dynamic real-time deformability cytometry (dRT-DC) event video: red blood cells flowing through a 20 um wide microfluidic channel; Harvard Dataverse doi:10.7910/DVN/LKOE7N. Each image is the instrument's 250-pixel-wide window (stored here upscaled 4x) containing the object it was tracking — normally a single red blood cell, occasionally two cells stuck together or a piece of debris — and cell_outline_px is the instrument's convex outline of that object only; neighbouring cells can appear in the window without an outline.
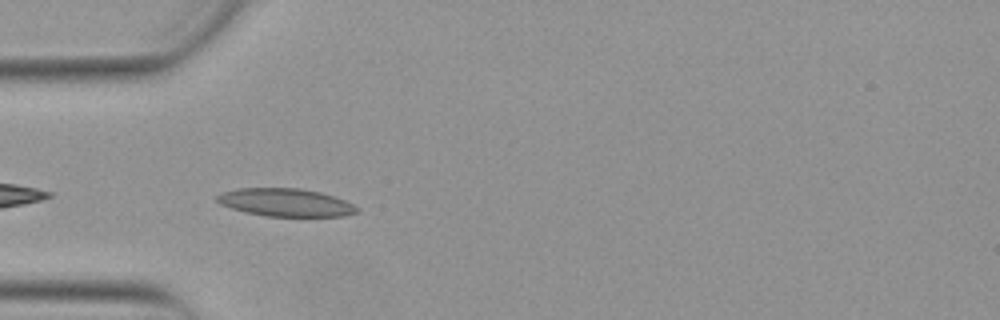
{"species": "Egyptian fruit bat (a non-hibernating species)", "species_latin": "Rousettus aegyptiacus", "temperature_condition": "warm", "stored_images_in_passage": 8, "camera_frame_rate_fps": 3000, "um_per_image_px": 0.085, "animal": {"sex": "female"}, "frame": {"image": 1, "passage_image": 2, "time_ms": 0.333, "image_size_px": [1000, 320], "cell_outline_px": [[360, 212], [344, 216], [268, 216], [244, 212], [220, 204], [216, 200], [216, 196], [224, 192], [236, 188], [300, 188], [320, 192], [336, 196], [360, 208]], "centroid_in_image_um": [24.31, 17.21], "position_along_channel_um": 60.7, "area_um2": 22.83}}
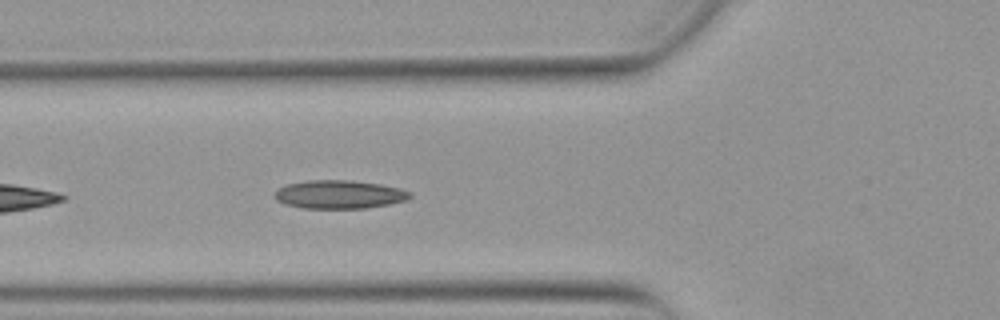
{"frame": {"image": 2, "passage_image": 5, "time_ms": 1.333, "image_size_px": [1000, 320], "cell_outline_px": [[412, 196], [404, 200], [388, 204], [364, 208], [300, 208], [284, 204], [276, 200], [272, 196], [276, 188], [288, 184], [308, 180], [352, 180], [380, 184], [400, 188], [412, 192]], "centroid_in_image_um": [28.78, 16.52], "position_along_channel_um": 97.0, "area_um2": 22.54}}